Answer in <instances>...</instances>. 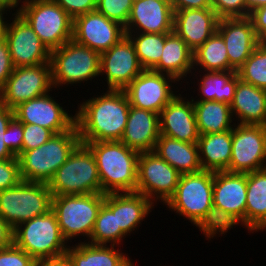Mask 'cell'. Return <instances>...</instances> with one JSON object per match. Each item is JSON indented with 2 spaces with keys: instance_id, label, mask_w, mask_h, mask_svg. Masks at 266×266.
<instances>
[{
  "instance_id": "cell-1",
  "label": "cell",
  "mask_w": 266,
  "mask_h": 266,
  "mask_svg": "<svg viewBox=\"0 0 266 266\" xmlns=\"http://www.w3.org/2000/svg\"><path fill=\"white\" fill-rule=\"evenodd\" d=\"M106 92L78 106L75 124L83 144L120 141L124 134L130 109L127 94L124 90Z\"/></svg>"
},
{
  "instance_id": "cell-2",
  "label": "cell",
  "mask_w": 266,
  "mask_h": 266,
  "mask_svg": "<svg viewBox=\"0 0 266 266\" xmlns=\"http://www.w3.org/2000/svg\"><path fill=\"white\" fill-rule=\"evenodd\" d=\"M85 145L94 155L101 193L136 192L139 152L121 141H97Z\"/></svg>"
},
{
  "instance_id": "cell-3",
  "label": "cell",
  "mask_w": 266,
  "mask_h": 266,
  "mask_svg": "<svg viewBox=\"0 0 266 266\" xmlns=\"http://www.w3.org/2000/svg\"><path fill=\"white\" fill-rule=\"evenodd\" d=\"M80 143L75 124L66 132L54 134L45 144L22 151L17 156L21 180L48 184Z\"/></svg>"
},
{
  "instance_id": "cell-4",
  "label": "cell",
  "mask_w": 266,
  "mask_h": 266,
  "mask_svg": "<svg viewBox=\"0 0 266 266\" xmlns=\"http://www.w3.org/2000/svg\"><path fill=\"white\" fill-rule=\"evenodd\" d=\"M13 243L36 261L63 257L68 249L52 210L17 225Z\"/></svg>"
},
{
  "instance_id": "cell-5",
  "label": "cell",
  "mask_w": 266,
  "mask_h": 266,
  "mask_svg": "<svg viewBox=\"0 0 266 266\" xmlns=\"http://www.w3.org/2000/svg\"><path fill=\"white\" fill-rule=\"evenodd\" d=\"M22 3L16 11L50 51L72 40L73 18L54 0H24Z\"/></svg>"
},
{
  "instance_id": "cell-6",
  "label": "cell",
  "mask_w": 266,
  "mask_h": 266,
  "mask_svg": "<svg viewBox=\"0 0 266 266\" xmlns=\"http://www.w3.org/2000/svg\"><path fill=\"white\" fill-rule=\"evenodd\" d=\"M52 196L101 193V181L94 155L80 143L48 183Z\"/></svg>"
},
{
  "instance_id": "cell-7",
  "label": "cell",
  "mask_w": 266,
  "mask_h": 266,
  "mask_svg": "<svg viewBox=\"0 0 266 266\" xmlns=\"http://www.w3.org/2000/svg\"><path fill=\"white\" fill-rule=\"evenodd\" d=\"M52 208V193L46 183L21 180L0 191V217L14 229L20 223L47 214Z\"/></svg>"
},
{
  "instance_id": "cell-8",
  "label": "cell",
  "mask_w": 266,
  "mask_h": 266,
  "mask_svg": "<svg viewBox=\"0 0 266 266\" xmlns=\"http://www.w3.org/2000/svg\"><path fill=\"white\" fill-rule=\"evenodd\" d=\"M104 201V193L52 196L51 210L57 217L63 238L68 242L73 237L85 235L90 241L98 212Z\"/></svg>"
},
{
  "instance_id": "cell-9",
  "label": "cell",
  "mask_w": 266,
  "mask_h": 266,
  "mask_svg": "<svg viewBox=\"0 0 266 266\" xmlns=\"http://www.w3.org/2000/svg\"><path fill=\"white\" fill-rule=\"evenodd\" d=\"M50 63L54 88L100 76V54L73 39L51 51Z\"/></svg>"
},
{
  "instance_id": "cell-10",
  "label": "cell",
  "mask_w": 266,
  "mask_h": 266,
  "mask_svg": "<svg viewBox=\"0 0 266 266\" xmlns=\"http://www.w3.org/2000/svg\"><path fill=\"white\" fill-rule=\"evenodd\" d=\"M213 183V171L182 174L174 194L165 205L196 226L213 206Z\"/></svg>"
},
{
  "instance_id": "cell-11",
  "label": "cell",
  "mask_w": 266,
  "mask_h": 266,
  "mask_svg": "<svg viewBox=\"0 0 266 266\" xmlns=\"http://www.w3.org/2000/svg\"><path fill=\"white\" fill-rule=\"evenodd\" d=\"M52 88L54 86L50 62L17 67L0 89V104L14 109L20 103L49 93Z\"/></svg>"
},
{
  "instance_id": "cell-12",
  "label": "cell",
  "mask_w": 266,
  "mask_h": 266,
  "mask_svg": "<svg viewBox=\"0 0 266 266\" xmlns=\"http://www.w3.org/2000/svg\"><path fill=\"white\" fill-rule=\"evenodd\" d=\"M266 168V126L237 124L232 129V153L227 172L249 173Z\"/></svg>"
},
{
  "instance_id": "cell-13",
  "label": "cell",
  "mask_w": 266,
  "mask_h": 266,
  "mask_svg": "<svg viewBox=\"0 0 266 266\" xmlns=\"http://www.w3.org/2000/svg\"><path fill=\"white\" fill-rule=\"evenodd\" d=\"M180 176L175 168L155 152L140 153L136 192L143 194L152 202L161 200L165 204L174 194Z\"/></svg>"
},
{
  "instance_id": "cell-14",
  "label": "cell",
  "mask_w": 266,
  "mask_h": 266,
  "mask_svg": "<svg viewBox=\"0 0 266 266\" xmlns=\"http://www.w3.org/2000/svg\"><path fill=\"white\" fill-rule=\"evenodd\" d=\"M179 82L171 75L144 69L124 89L130 106L160 114L163 108L176 96L172 84ZM170 82V83H169Z\"/></svg>"
},
{
  "instance_id": "cell-15",
  "label": "cell",
  "mask_w": 266,
  "mask_h": 266,
  "mask_svg": "<svg viewBox=\"0 0 266 266\" xmlns=\"http://www.w3.org/2000/svg\"><path fill=\"white\" fill-rule=\"evenodd\" d=\"M6 31L11 60L15 68L49 63L51 51L42 43L30 24L16 11Z\"/></svg>"
},
{
  "instance_id": "cell-16",
  "label": "cell",
  "mask_w": 266,
  "mask_h": 266,
  "mask_svg": "<svg viewBox=\"0 0 266 266\" xmlns=\"http://www.w3.org/2000/svg\"><path fill=\"white\" fill-rule=\"evenodd\" d=\"M124 36H126L124 26L96 10L73 19L72 39L99 54L109 50Z\"/></svg>"
},
{
  "instance_id": "cell-17",
  "label": "cell",
  "mask_w": 266,
  "mask_h": 266,
  "mask_svg": "<svg viewBox=\"0 0 266 266\" xmlns=\"http://www.w3.org/2000/svg\"><path fill=\"white\" fill-rule=\"evenodd\" d=\"M143 70L127 36L100 54V75L106 76L108 90H124Z\"/></svg>"
},
{
  "instance_id": "cell-18",
  "label": "cell",
  "mask_w": 266,
  "mask_h": 266,
  "mask_svg": "<svg viewBox=\"0 0 266 266\" xmlns=\"http://www.w3.org/2000/svg\"><path fill=\"white\" fill-rule=\"evenodd\" d=\"M50 93L20 103L14 108V116L25 124H35L59 134L75 125V115L71 116Z\"/></svg>"
},
{
  "instance_id": "cell-19",
  "label": "cell",
  "mask_w": 266,
  "mask_h": 266,
  "mask_svg": "<svg viewBox=\"0 0 266 266\" xmlns=\"http://www.w3.org/2000/svg\"><path fill=\"white\" fill-rule=\"evenodd\" d=\"M217 32L226 45L229 71L239 69L261 43L249 17L220 18Z\"/></svg>"
},
{
  "instance_id": "cell-20",
  "label": "cell",
  "mask_w": 266,
  "mask_h": 266,
  "mask_svg": "<svg viewBox=\"0 0 266 266\" xmlns=\"http://www.w3.org/2000/svg\"><path fill=\"white\" fill-rule=\"evenodd\" d=\"M173 22L174 11L169 0H134L124 30L125 33H171Z\"/></svg>"
},
{
  "instance_id": "cell-21",
  "label": "cell",
  "mask_w": 266,
  "mask_h": 266,
  "mask_svg": "<svg viewBox=\"0 0 266 266\" xmlns=\"http://www.w3.org/2000/svg\"><path fill=\"white\" fill-rule=\"evenodd\" d=\"M179 95V96H178ZM176 95L160 112V135L188 143H197L199 131L191 101Z\"/></svg>"
},
{
  "instance_id": "cell-22",
  "label": "cell",
  "mask_w": 266,
  "mask_h": 266,
  "mask_svg": "<svg viewBox=\"0 0 266 266\" xmlns=\"http://www.w3.org/2000/svg\"><path fill=\"white\" fill-rule=\"evenodd\" d=\"M219 19L212 8L174 11L173 31L194 52L217 31Z\"/></svg>"
},
{
  "instance_id": "cell-23",
  "label": "cell",
  "mask_w": 266,
  "mask_h": 266,
  "mask_svg": "<svg viewBox=\"0 0 266 266\" xmlns=\"http://www.w3.org/2000/svg\"><path fill=\"white\" fill-rule=\"evenodd\" d=\"M213 205L233 214L245 226L247 173L214 172Z\"/></svg>"
},
{
  "instance_id": "cell-24",
  "label": "cell",
  "mask_w": 266,
  "mask_h": 266,
  "mask_svg": "<svg viewBox=\"0 0 266 266\" xmlns=\"http://www.w3.org/2000/svg\"><path fill=\"white\" fill-rule=\"evenodd\" d=\"M160 136L159 114L130 106L121 142L139 153L150 152Z\"/></svg>"
},
{
  "instance_id": "cell-25",
  "label": "cell",
  "mask_w": 266,
  "mask_h": 266,
  "mask_svg": "<svg viewBox=\"0 0 266 266\" xmlns=\"http://www.w3.org/2000/svg\"><path fill=\"white\" fill-rule=\"evenodd\" d=\"M104 205L116 213L117 228L127 235L151 212L154 202L137 192H123L105 194Z\"/></svg>"
},
{
  "instance_id": "cell-26",
  "label": "cell",
  "mask_w": 266,
  "mask_h": 266,
  "mask_svg": "<svg viewBox=\"0 0 266 266\" xmlns=\"http://www.w3.org/2000/svg\"><path fill=\"white\" fill-rule=\"evenodd\" d=\"M230 107L237 124L266 126V90L239 80Z\"/></svg>"
},
{
  "instance_id": "cell-27",
  "label": "cell",
  "mask_w": 266,
  "mask_h": 266,
  "mask_svg": "<svg viewBox=\"0 0 266 266\" xmlns=\"http://www.w3.org/2000/svg\"><path fill=\"white\" fill-rule=\"evenodd\" d=\"M65 257L71 266H134L128 255L115 250V246L80 242L68 246Z\"/></svg>"
},
{
  "instance_id": "cell-28",
  "label": "cell",
  "mask_w": 266,
  "mask_h": 266,
  "mask_svg": "<svg viewBox=\"0 0 266 266\" xmlns=\"http://www.w3.org/2000/svg\"><path fill=\"white\" fill-rule=\"evenodd\" d=\"M197 145L202 170L217 172L228 169L232 153V129L200 135Z\"/></svg>"
},
{
  "instance_id": "cell-29",
  "label": "cell",
  "mask_w": 266,
  "mask_h": 266,
  "mask_svg": "<svg viewBox=\"0 0 266 266\" xmlns=\"http://www.w3.org/2000/svg\"><path fill=\"white\" fill-rule=\"evenodd\" d=\"M181 175L202 170L197 143H188L160 135L153 150Z\"/></svg>"
},
{
  "instance_id": "cell-30",
  "label": "cell",
  "mask_w": 266,
  "mask_h": 266,
  "mask_svg": "<svg viewBox=\"0 0 266 266\" xmlns=\"http://www.w3.org/2000/svg\"><path fill=\"white\" fill-rule=\"evenodd\" d=\"M193 51L185 41L174 31L165 39L160 61L151 69L153 71L173 76L178 81L192 75Z\"/></svg>"
},
{
  "instance_id": "cell-31",
  "label": "cell",
  "mask_w": 266,
  "mask_h": 266,
  "mask_svg": "<svg viewBox=\"0 0 266 266\" xmlns=\"http://www.w3.org/2000/svg\"><path fill=\"white\" fill-rule=\"evenodd\" d=\"M245 227L250 232L266 229V168L247 173Z\"/></svg>"
},
{
  "instance_id": "cell-32",
  "label": "cell",
  "mask_w": 266,
  "mask_h": 266,
  "mask_svg": "<svg viewBox=\"0 0 266 266\" xmlns=\"http://www.w3.org/2000/svg\"><path fill=\"white\" fill-rule=\"evenodd\" d=\"M192 102L199 135L233 129L230 104L220 101H194L193 98Z\"/></svg>"
},
{
  "instance_id": "cell-33",
  "label": "cell",
  "mask_w": 266,
  "mask_h": 266,
  "mask_svg": "<svg viewBox=\"0 0 266 266\" xmlns=\"http://www.w3.org/2000/svg\"><path fill=\"white\" fill-rule=\"evenodd\" d=\"M199 82L201 97L196 101H220L231 104L234 99L237 82L236 71H206Z\"/></svg>"
},
{
  "instance_id": "cell-34",
  "label": "cell",
  "mask_w": 266,
  "mask_h": 266,
  "mask_svg": "<svg viewBox=\"0 0 266 266\" xmlns=\"http://www.w3.org/2000/svg\"><path fill=\"white\" fill-rule=\"evenodd\" d=\"M204 71H229L227 49L222 36L216 31L193 52V68Z\"/></svg>"
},
{
  "instance_id": "cell-35",
  "label": "cell",
  "mask_w": 266,
  "mask_h": 266,
  "mask_svg": "<svg viewBox=\"0 0 266 266\" xmlns=\"http://www.w3.org/2000/svg\"><path fill=\"white\" fill-rule=\"evenodd\" d=\"M132 42L143 69H152L159 61L170 33H125Z\"/></svg>"
},
{
  "instance_id": "cell-36",
  "label": "cell",
  "mask_w": 266,
  "mask_h": 266,
  "mask_svg": "<svg viewBox=\"0 0 266 266\" xmlns=\"http://www.w3.org/2000/svg\"><path fill=\"white\" fill-rule=\"evenodd\" d=\"M127 236L120 228H117L116 213H112L104 204L100 208L89 243L96 245L115 246L121 244L122 238Z\"/></svg>"
},
{
  "instance_id": "cell-37",
  "label": "cell",
  "mask_w": 266,
  "mask_h": 266,
  "mask_svg": "<svg viewBox=\"0 0 266 266\" xmlns=\"http://www.w3.org/2000/svg\"><path fill=\"white\" fill-rule=\"evenodd\" d=\"M243 82L266 90V42H261L244 64L236 70Z\"/></svg>"
},
{
  "instance_id": "cell-38",
  "label": "cell",
  "mask_w": 266,
  "mask_h": 266,
  "mask_svg": "<svg viewBox=\"0 0 266 266\" xmlns=\"http://www.w3.org/2000/svg\"><path fill=\"white\" fill-rule=\"evenodd\" d=\"M240 223L243 225L239 218L213 205L196 227L205 234V237L211 239L217 234L223 235L225 232L227 233L229 229H233V226Z\"/></svg>"
},
{
  "instance_id": "cell-39",
  "label": "cell",
  "mask_w": 266,
  "mask_h": 266,
  "mask_svg": "<svg viewBox=\"0 0 266 266\" xmlns=\"http://www.w3.org/2000/svg\"><path fill=\"white\" fill-rule=\"evenodd\" d=\"M134 0H97L96 11L126 26Z\"/></svg>"
},
{
  "instance_id": "cell-40",
  "label": "cell",
  "mask_w": 266,
  "mask_h": 266,
  "mask_svg": "<svg viewBox=\"0 0 266 266\" xmlns=\"http://www.w3.org/2000/svg\"><path fill=\"white\" fill-rule=\"evenodd\" d=\"M54 133L42 126L23 123L22 151L33 150L45 144Z\"/></svg>"
},
{
  "instance_id": "cell-41",
  "label": "cell",
  "mask_w": 266,
  "mask_h": 266,
  "mask_svg": "<svg viewBox=\"0 0 266 266\" xmlns=\"http://www.w3.org/2000/svg\"><path fill=\"white\" fill-rule=\"evenodd\" d=\"M36 260L14 243L0 250V266H34Z\"/></svg>"
},
{
  "instance_id": "cell-42",
  "label": "cell",
  "mask_w": 266,
  "mask_h": 266,
  "mask_svg": "<svg viewBox=\"0 0 266 266\" xmlns=\"http://www.w3.org/2000/svg\"><path fill=\"white\" fill-rule=\"evenodd\" d=\"M211 8L219 18L246 17L245 0H211Z\"/></svg>"
},
{
  "instance_id": "cell-43",
  "label": "cell",
  "mask_w": 266,
  "mask_h": 266,
  "mask_svg": "<svg viewBox=\"0 0 266 266\" xmlns=\"http://www.w3.org/2000/svg\"><path fill=\"white\" fill-rule=\"evenodd\" d=\"M21 181L18 157L0 160V191L9 189Z\"/></svg>"
},
{
  "instance_id": "cell-44",
  "label": "cell",
  "mask_w": 266,
  "mask_h": 266,
  "mask_svg": "<svg viewBox=\"0 0 266 266\" xmlns=\"http://www.w3.org/2000/svg\"><path fill=\"white\" fill-rule=\"evenodd\" d=\"M23 123L15 116L9 122L5 131L4 142L7 148L17 157L22 152Z\"/></svg>"
},
{
  "instance_id": "cell-45",
  "label": "cell",
  "mask_w": 266,
  "mask_h": 266,
  "mask_svg": "<svg viewBox=\"0 0 266 266\" xmlns=\"http://www.w3.org/2000/svg\"><path fill=\"white\" fill-rule=\"evenodd\" d=\"M73 19L79 15L96 10L97 0H54Z\"/></svg>"
},
{
  "instance_id": "cell-46",
  "label": "cell",
  "mask_w": 266,
  "mask_h": 266,
  "mask_svg": "<svg viewBox=\"0 0 266 266\" xmlns=\"http://www.w3.org/2000/svg\"><path fill=\"white\" fill-rule=\"evenodd\" d=\"M14 117V109L0 104V160L15 158L16 156L7 148L4 139L5 131L11 119Z\"/></svg>"
},
{
  "instance_id": "cell-47",
  "label": "cell",
  "mask_w": 266,
  "mask_h": 266,
  "mask_svg": "<svg viewBox=\"0 0 266 266\" xmlns=\"http://www.w3.org/2000/svg\"><path fill=\"white\" fill-rule=\"evenodd\" d=\"M14 68L8 44L5 41L0 44V89L5 85Z\"/></svg>"
},
{
  "instance_id": "cell-48",
  "label": "cell",
  "mask_w": 266,
  "mask_h": 266,
  "mask_svg": "<svg viewBox=\"0 0 266 266\" xmlns=\"http://www.w3.org/2000/svg\"><path fill=\"white\" fill-rule=\"evenodd\" d=\"M257 38L266 42V5L253 10L249 14Z\"/></svg>"
},
{
  "instance_id": "cell-49",
  "label": "cell",
  "mask_w": 266,
  "mask_h": 266,
  "mask_svg": "<svg viewBox=\"0 0 266 266\" xmlns=\"http://www.w3.org/2000/svg\"><path fill=\"white\" fill-rule=\"evenodd\" d=\"M173 11L211 8V0H169Z\"/></svg>"
},
{
  "instance_id": "cell-50",
  "label": "cell",
  "mask_w": 266,
  "mask_h": 266,
  "mask_svg": "<svg viewBox=\"0 0 266 266\" xmlns=\"http://www.w3.org/2000/svg\"><path fill=\"white\" fill-rule=\"evenodd\" d=\"M13 243V229L0 217V250Z\"/></svg>"
},
{
  "instance_id": "cell-51",
  "label": "cell",
  "mask_w": 266,
  "mask_h": 266,
  "mask_svg": "<svg viewBox=\"0 0 266 266\" xmlns=\"http://www.w3.org/2000/svg\"><path fill=\"white\" fill-rule=\"evenodd\" d=\"M9 9L11 10L12 8L8 6H0V44L6 41V31L8 23L7 21H4L5 17L3 14H5Z\"/></svg>"
},
{
  "instance_id": "cell-52",
  "label": "cell",
  "mask_w": 266,
  "mask_h": 266,
  "mask_svg": "<svg viewBox=\"0 0 266 266\" xmlns=\"http://www.w3.org/2000/svg\"><path fill=\"white\" fill-rule=\"evenodd\" d=\"M246 3V17H249V14L262 6L266 5V0H245Z\"/></svg>"
},
{
  "instance_id": "cell-53",
  "label": "cell",
  "mask_w": 266,
  "mask_h": 266,
  "mask_svg": "<svg viewBox=\"0 0 266 266\" xmlns=\"http://www.w3.org/2000/svg\"><path fill=\"white\" fill-rule=\"evenodd\" d=\"M21 1V0H20ZM19 0H0V6H8L14 10L20 3Z\"/></svg>"
}]
</instances>
